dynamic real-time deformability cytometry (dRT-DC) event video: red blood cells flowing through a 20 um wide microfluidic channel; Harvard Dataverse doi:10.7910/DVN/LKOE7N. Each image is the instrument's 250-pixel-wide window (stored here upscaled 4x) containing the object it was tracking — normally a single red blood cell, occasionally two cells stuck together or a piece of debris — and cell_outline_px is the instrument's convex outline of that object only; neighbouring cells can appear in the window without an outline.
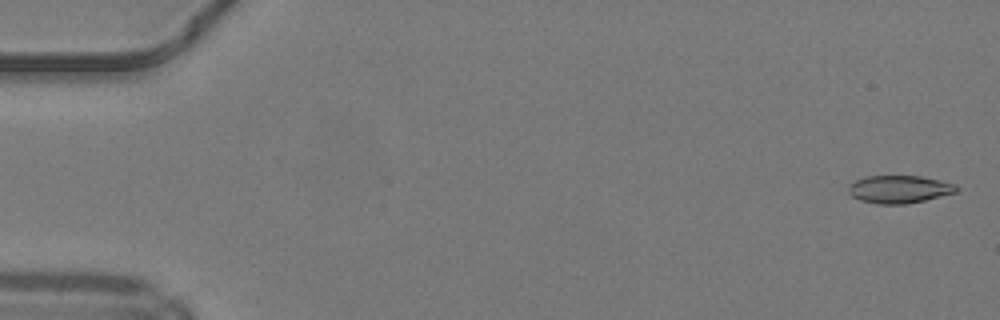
{"species": "common noctule bat (a hibernating species)", "species_latin": "Nyctalus noctula", "temperature_condition": "warm", "stored_images_in_passage": 49, "camera_frame_rate_fps": 3000, "um_per_image_px": 0.085, "animal": {"sex": "male", "body_mass_g": 19.2, "forearm_length_mm": 51.8}, "frame": {"image": 1, "passage_image": 1, "time_ms": 0.0, "image_size_px": [1000, 320], "cell_outline_px": [[960, 188], [956, 192], [924, 200], [904, 204], [876, 204], [860, 200], [852, 196], [848, 192], [848, 184], [864, 176], [920, 176], [940, 180], [956, 184]], "centroid_in_image_um": [76.41, 16.08], "position_along_channel_um": 8.6, "area_um2": 17.51}}
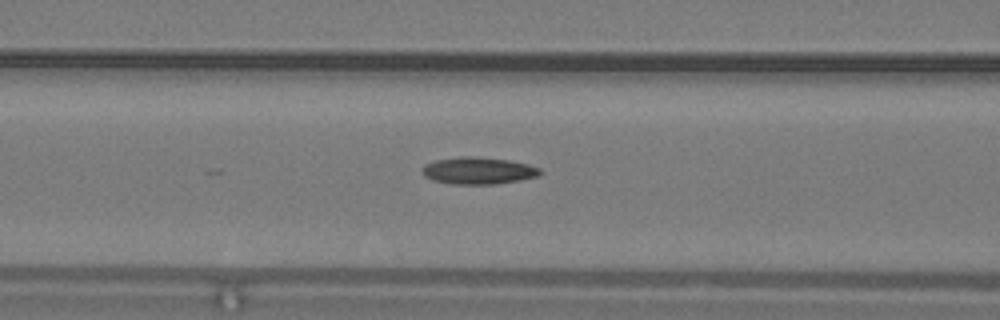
{"frame": {"image": 2, "passage_image": 20, "time_ms": 6.333, "image_size_px": [1000, 320], "cell_outline_px": [[544, 172], [540, 176], [520, 180], [492, 184], [452, 184], [432, 180], [424, 176], [420, 172], [420, 168], [424, 164], [436, 160], [464, 156], [476, 156], [508, 160], [528, 164], [540, 168]], "centroid_in_image_um": [40.64, 14.5], "position_along_channel_um": 126.0, "area_um2": 18.79}}
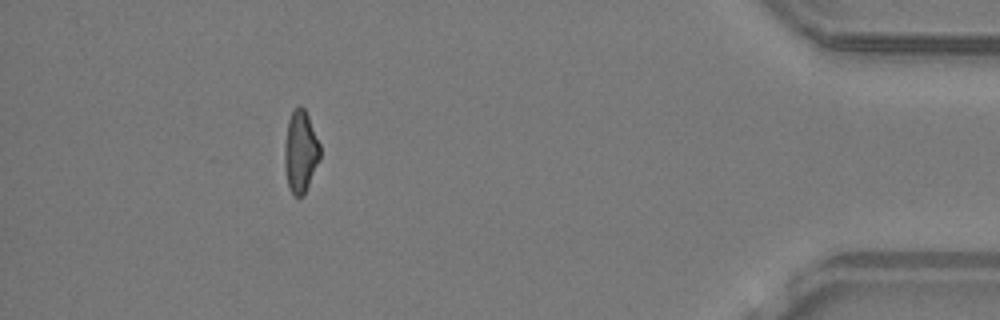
{"frame": {"image": 3, "passage_image": 44, "time_ms": 14.333, "image_size_px": [1000, 320], "cell_outline_px": [[320, 160], [304, 196], [292, 196], [288, 188], [284, 168], [284, 144], [288, 120], [292, 112], [300, 104], [304, 108], [308, 116], [320, 144]], "centroid_in_image_um": [25.53, 12.94], "position_along_channel_um": 409.7, "area_um2": 17.28}}